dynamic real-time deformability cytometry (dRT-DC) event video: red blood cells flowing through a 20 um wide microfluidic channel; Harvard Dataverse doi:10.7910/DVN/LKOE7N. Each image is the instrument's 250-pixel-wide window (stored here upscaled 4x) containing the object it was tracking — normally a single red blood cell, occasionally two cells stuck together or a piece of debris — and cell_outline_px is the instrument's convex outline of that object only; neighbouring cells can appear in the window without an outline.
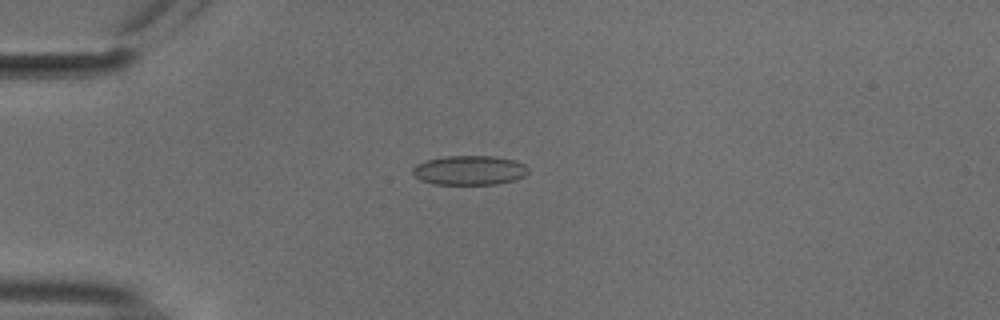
{"species": "common noctule bat (a hibernating species)", "species_latin": "Nyctalus noctula", "temperature_condition": "cold", "stored_images_in_passage": 55, "camera_frame_rate_fps": 3000, "um_per_image_px": 0.085, "animal": {"sex": "male", "body_mass_g": 18.8}, "frame": {"image": 1, "passage_image": 15, "time_ms": 4.667, "image_size_px": [1000, 320], "cell_outline_px": [[528, 172], [524, 176], [516, 180], [496, 184], [436, 184], [420, 180], [412, 172], [412, 168], [416, 164], [428, 160], [444, 156], [492, 156], [516, 160], [524, 164], [528, 168]], "centroid_in_image_um": [39.92, 14.47], "position_along_channel_um": 45.1, "area_um2": 19.83}}
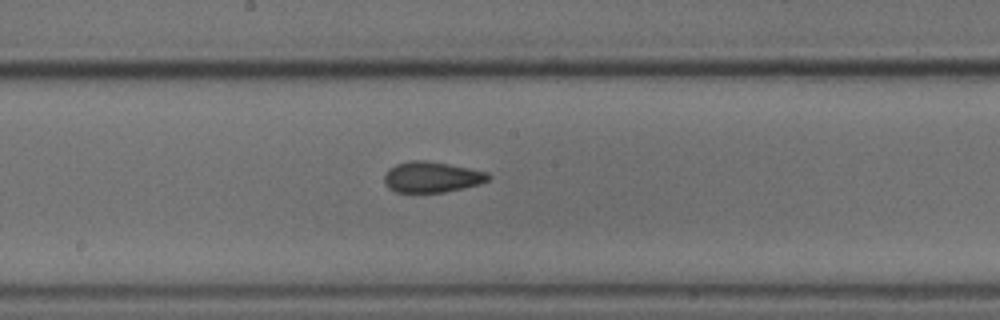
{"frame": {"image": 2, "passage_image": 30, "time_ms": 9.667, "image_size_px": [1000, 320], "cell_outline_px": [[492, 176], [488, 180], [480, 184], [464, 188], [444, 192], [396, 192], [388, 188], [384, 184], [384, 176], [388, 168], [396, 164], [408, 160], [428, 160], [488, 172]], "centroid_in_image_um": [36.68, 15.04], "position_along_channel_um": 211.5, "area_um2": 18.84}}
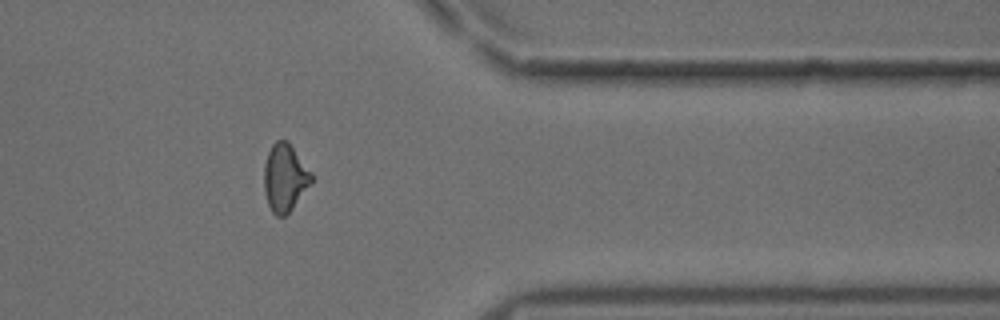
{"frame": {"image": 3, "passage_image": 45, "time_ms": 14.667, "image_size_px": [1000, 320], "cell_outline_px": [[312, 180], [292, 208], [284, 216], [276, 216], [272, 212], [268, 204], [264, 192], [264, 164], [268, 152], [272, 144], [276, 140], [288, 140], [312, 172]], "centroid_in_image_um": [24.19, 15.07], "position_along_channel_um": 387.2, "area_um2": 18.55}, "authors_computed_cell_mechanics": {"area_um2": 19.1318, "velocity_mm_per_s": 3.7524, "shape_relaxation_time_tau1_ms": 4.4583, "shape_relaxation_time_tau2_ms": 2.9679, "deformation_change_tau1": 0.0942, "deformation_change_tau2": 0.082}}